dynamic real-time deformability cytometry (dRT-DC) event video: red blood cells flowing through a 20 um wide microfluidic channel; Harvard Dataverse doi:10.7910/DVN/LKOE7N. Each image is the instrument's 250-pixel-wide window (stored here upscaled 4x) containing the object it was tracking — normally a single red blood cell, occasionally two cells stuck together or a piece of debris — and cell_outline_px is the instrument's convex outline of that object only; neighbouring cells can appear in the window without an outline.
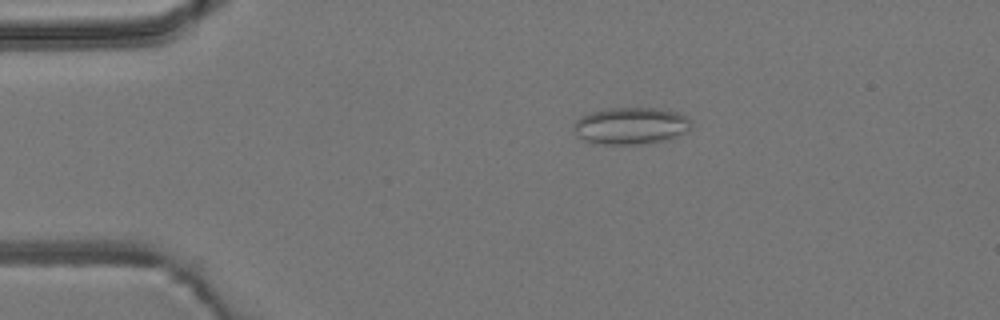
{"species": "common noctule bat (a hibernating species)", "species_latin": "Nyctalus noctula", "temperature_condition": "room temperature", "stored_images_in_passage": 3, "camera_frame_rate_fps": 3000, "um_per_image_px": 0.085, "animal": {"sex": "male", "body_mass_g": 19.2, "forearm_length_mm": 51.8}, "frame": {"image": 1, "passage_image": 2, "time_ms": 1.333, "image_size_px": [1000, 320], "cell_outline_px": [[692, 128], [688, 132], [668, 140], [636, 144], [604, 144], [584, 140], [572, 128], [572, 124], [580, 116], [604, 108], [660, 108], [676, 112], [692, 120]], "centroid_in_image_um": [53.66, 10.68], "position_along_channel_um": 31.3, "area_um2": 25.49}}